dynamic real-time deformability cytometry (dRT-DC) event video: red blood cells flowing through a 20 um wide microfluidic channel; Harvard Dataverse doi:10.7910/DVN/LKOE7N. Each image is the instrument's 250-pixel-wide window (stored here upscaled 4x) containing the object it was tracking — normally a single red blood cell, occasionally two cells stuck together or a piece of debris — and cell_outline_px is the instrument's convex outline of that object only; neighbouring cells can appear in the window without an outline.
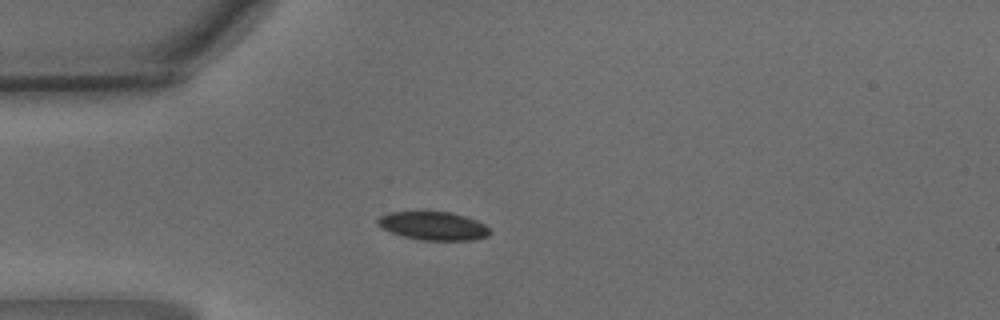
{"species": "common noctule bat (a hibernating species)", "species_latin": "Nyctalus noctula", "temperature_condition": "warm", "stored_images_in_passage": 37, "camera_frame_rate_fps": 3000, "um_per_image_px": 0.085, "animal": {"sex": "male", "body_mass_g": 15.6}, "frame": {"image": 1, "passage_image": 1, "time_ms": 0.0, "image_size_px": [1000, 320], "cell_outline_px": [[492, 232], [488, 236], [472, 240], [420, 240], [404, 236], [380, 228], [376, 224], [376, 220], [380, 216], [388, 212], [452, 212], [476, 220], [484, 224]], "centroid_in_image_um": [36.81, 19.2], "position_along_channel_um": 48.2, "area_um2": 18.55}}
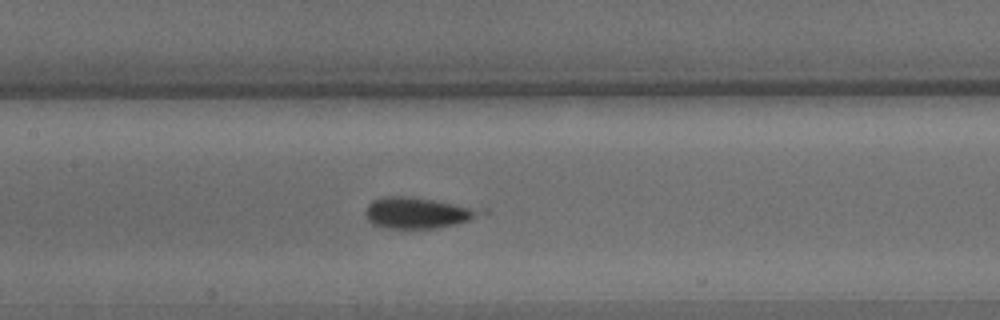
{"frame": {"image": 2, "passage_image": 11, "time_ms": 3.333, "image_size_px": [1000, 320], "cell_outline_px": [[488, 212], [468, 220], [456, 224], [436, 228], [384, 228], [372, 224], [368, 220], [364, 212], [368, 204], [372, 200], [384, 196], [408, 196], [488, 208]], "centroid_in_image_um": [35.56, 18.07], "position_along_channel_um": 171.8, "area_um2": 21.27}}
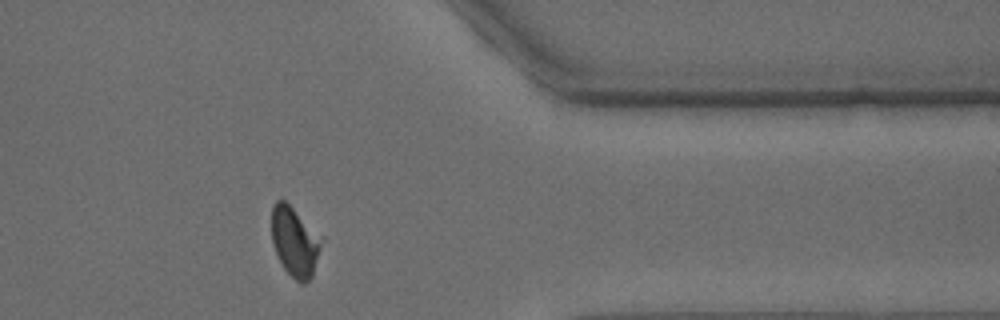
{"frame": {"image": 3, "passage_image": 28, "time_ms": 9.0, "image_size_px": [1000, 320], "cell_outline_px": [[324, 240], [312, 276], [304, 284], [300, 284], [284, 268], [276, 252], [272, 240], [272, 208], [276, 200], [284, 200], [324, 236]], "centroid_in_image_um": [25.11, 20.53], "position_along_channel_um": 386.3, "area_um2": 20.35}}